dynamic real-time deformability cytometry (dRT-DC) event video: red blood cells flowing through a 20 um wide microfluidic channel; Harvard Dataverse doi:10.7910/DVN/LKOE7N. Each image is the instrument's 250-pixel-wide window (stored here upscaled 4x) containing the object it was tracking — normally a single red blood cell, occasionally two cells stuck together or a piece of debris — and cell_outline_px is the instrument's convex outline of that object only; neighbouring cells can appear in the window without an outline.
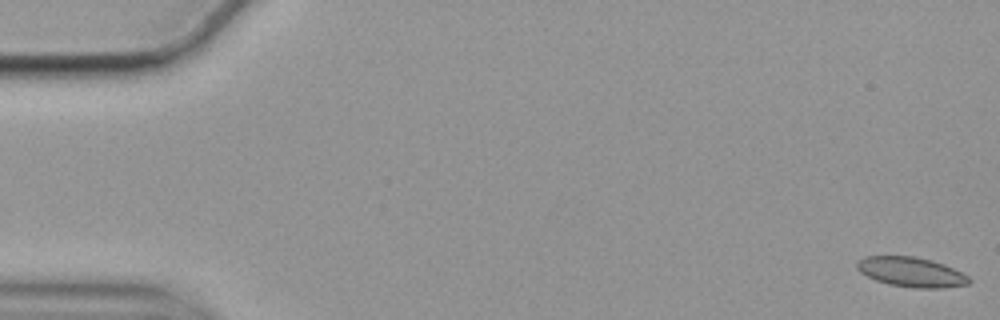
{"species": "common noctule bat (a hibernating species)", "species_latin": "Nyctalus noctula", "temperature_condition": "cold", "stored_images_in_passage": 58, "camera_frame_rate_fps": 3000, "um_per_image_px": 0.085, "animal": {"sex": "female", "body_mass_g": 19.9}, "frame": {"image": 1, "passage_image": 1, "time_ms": 0.0, "image_size_px": [1000, 320], "cell_outline_px": [[972, 280], [968, 284], [944, 288], [912, 288], [888, 284], [876, 280], [860, 272], [856, 268], [856, 264], [864, 256], [912, 256], [932, 260], [944, 264], [968, 276]], "centroid_in_image_um": [77.46, 23.13], "position_along_channel_um": 7.5, "area_um2": 19.42}}
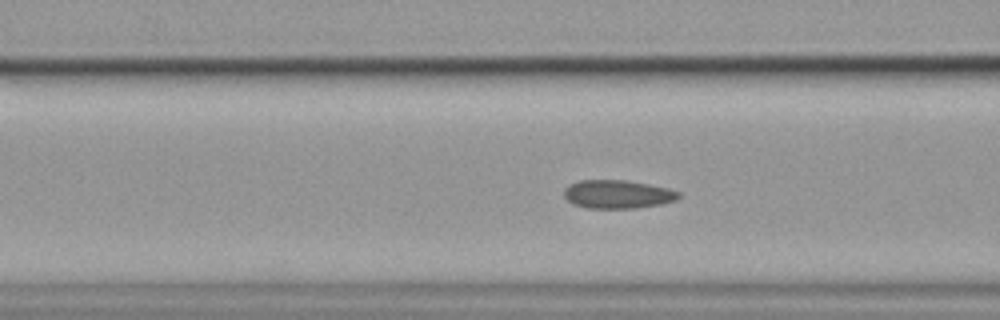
{"frame": {"image": 2, "passage_image": 22, "time_ms": 7.0, "image_size_px": [1000, 320], "cell_outline_px": [[680, 196], [676, 200], [660, 204], [636, 208], [588, 208], [572, 204], [564, 196], [564, 188], [568, 184], [580, 180], [628, 180], [668, 188], [680, 192]], "centroid_in_image_um": [52.48, 16.5], "position_along_channel_um": 114.1, "area_um2": 19.07}}
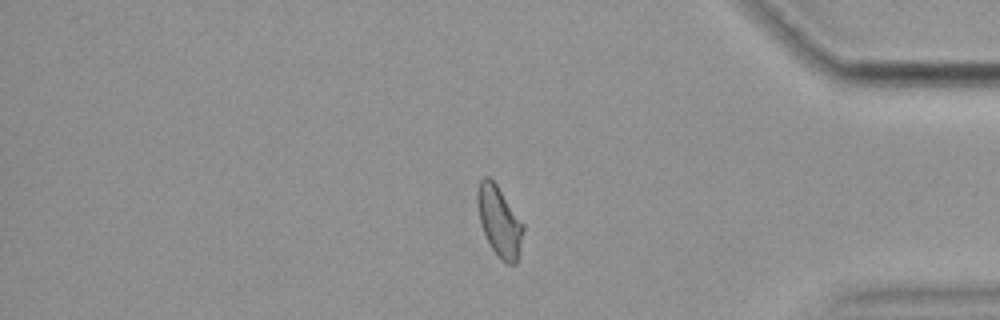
{"frame": {"image": 3, "passage_image": 48, "time_ms": 15.667, "image_size_px": [1000, 320], "cell_outline_px": [[524, 228], [516, 264], [508, 264], [500, 260], [496, 256], [480, 224], [476, 204], [476, 192], [480, 180], [484, 176], [488, 176], [496, 184], [524, 224]], "centroid_in_image_um": [42.42, 18.81], "position_along_channel_um": 392.8, "area_um2": 18.73}, "authors_computed_cell_mechanics": {"area_um2": 18.9006, "velocity_mm_per_s": 3.5015, "shape_relaxation_time_tau1_ms": null, "shape_relaxation_time_tau2_ms": 1.9766, "deformation_change_tau1": null, "deformation_change_tau2": 0.0583}}